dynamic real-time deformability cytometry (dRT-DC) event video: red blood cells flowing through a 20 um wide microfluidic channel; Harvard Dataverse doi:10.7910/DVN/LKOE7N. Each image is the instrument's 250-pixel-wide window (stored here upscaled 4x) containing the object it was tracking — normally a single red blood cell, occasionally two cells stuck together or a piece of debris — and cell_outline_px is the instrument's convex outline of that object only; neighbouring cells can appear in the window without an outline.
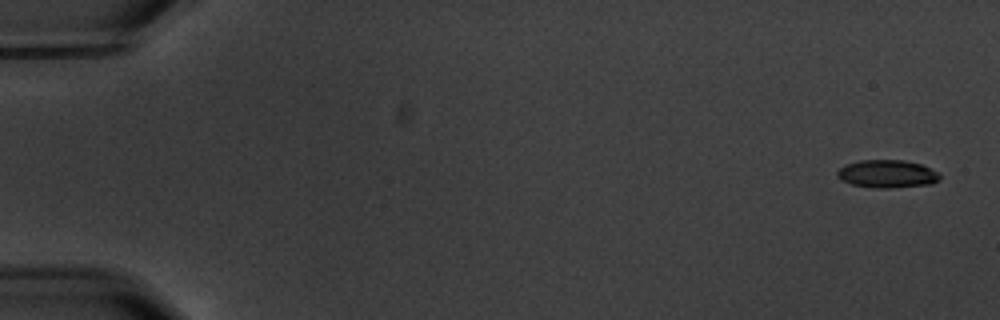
{"species": "common noctule bat (a hibernating species)", "species_latin": "Nyctalus noctula", "temperature_condition": "warm", "stored_images_in_passage": 4, "camera_frame_rate_fps": 3000, "um_per_image_px": 0.085, "animal": {"sex": "male", "body_mass_g": 20.1, "forearm_length_mm": 53.5}, "frame": {"image": 1, "passage_image": 1, "time_ms": 0.0, "image_size_px": [1000, 320], "cell_outline_px": [[940, 180], [932, 184], [892, 188], [876, 188], [852, 184], [840, 180], [836, 176], [836, 172], [840, 168], [848, 164], [860, 160], [904, 160], [920, 164], [940, 172]], "centroid_in_image_um": [75.44, 14.78], "position_along_channel_um": 9.6, "area_um2": 16.76}}